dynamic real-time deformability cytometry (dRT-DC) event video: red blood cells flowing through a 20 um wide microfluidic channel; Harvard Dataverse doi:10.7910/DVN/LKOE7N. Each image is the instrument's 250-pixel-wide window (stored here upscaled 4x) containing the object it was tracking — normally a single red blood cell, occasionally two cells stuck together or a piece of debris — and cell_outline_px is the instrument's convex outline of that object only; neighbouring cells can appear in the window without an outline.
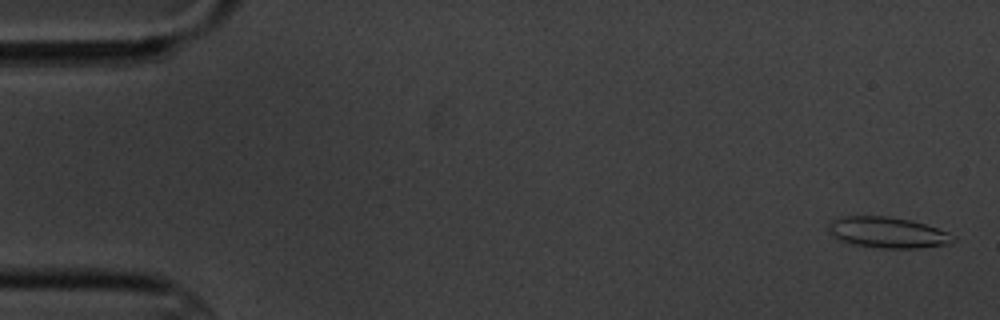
{"species": "common noctule bat (a hibernating species)", "species_latin": "Nyctalus noctula", "temperature_condition": "cold", "stored_images_in_passage": 4, "camera_frame_rate_fps": 3000, "um_per_image_px": 0.085, "animal": {"sex": "male", "body_mass_g": 20.1, "forearm_length_mm": 53.5}, "frame": {"image": 1, "passage_image": 1, "time_ms": 0.0, "image_size_px": [1000, 320], "cell_outline_px": [[956, 240], [948, 244], [920, 248], [880, 248], [856, 244], [840, 240], [828, 232], [828, 224], [832, 220], [844, 216], [888, 216], [912, 220], [948, 232], [956, 236]], "centroid_in_image_um": [75.47, 19.76], "position_along_channel_um": 9.5, "area_um2": 22.43}}